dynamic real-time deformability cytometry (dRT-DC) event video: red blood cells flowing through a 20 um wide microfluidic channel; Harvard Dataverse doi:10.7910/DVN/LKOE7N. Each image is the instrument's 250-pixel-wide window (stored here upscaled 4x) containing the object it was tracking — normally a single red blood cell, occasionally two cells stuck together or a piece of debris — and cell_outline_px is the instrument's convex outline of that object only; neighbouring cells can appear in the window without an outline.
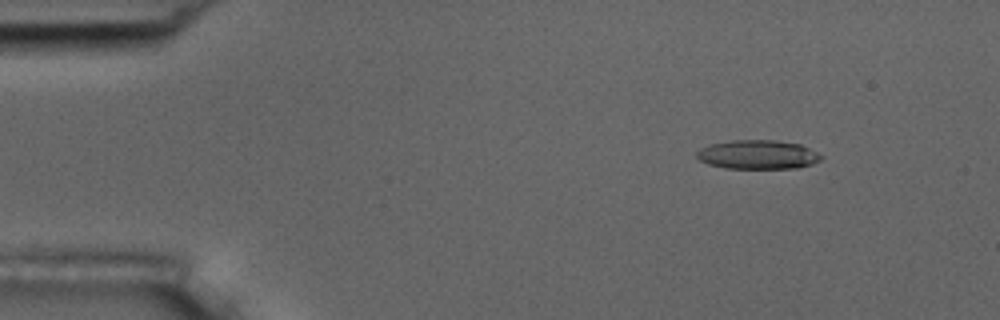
{"species": "common noctule bat (a hibernating species)", "species_latin": "Nyctalus noctula", "temperature_condition": "room temperature", "stored_images_in_passage": 9, "camera_frame_rate_fps": 3000, "um_per_image_px": 0.085, "animal": {"sex": "male", "body_mass_g": 17.5, "forearm_length_mm": 52.3}, "frame": {"image": 1, "passage_image": 2, "time_ms": 1.333, "image_size_px": [1000, 320], "cell_outline_px": [[824, 156], [820, 160], [812, 164], [796, 168], [724, 168], [708, 164], [700, 160], [696, 156], [696, 152], [700, 148], [708, 144], [732, 140], [776, 140], [800, 144]], "centroid_in_image_um": [64.39, 13.13], "position_along_channel_um": 20.6, "area_um2": 21.1}}
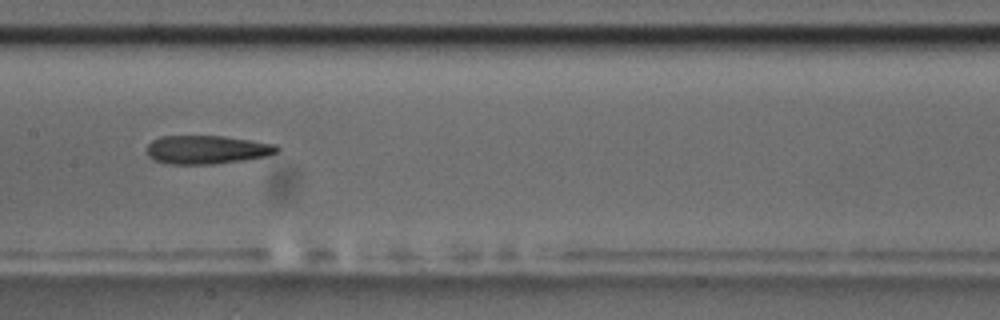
{"frame": {"image": 2, "passage_image": 8, "time_ms": 8.333, "image_size_px": [1000, 320], "cell_outline_px": [[280, 148], [276, 152], [268, 156], [244, 160], [212, 164], [164, 164], [152, 160], [148, 156], [148, 144], [152, 140], [160, 136], [224, 136], [252, 140], [276, 144]], "centroid_in_image_um": [17.58, 12.72], "position_along_channel_um": 189.8, "area_um2": 21.85}}